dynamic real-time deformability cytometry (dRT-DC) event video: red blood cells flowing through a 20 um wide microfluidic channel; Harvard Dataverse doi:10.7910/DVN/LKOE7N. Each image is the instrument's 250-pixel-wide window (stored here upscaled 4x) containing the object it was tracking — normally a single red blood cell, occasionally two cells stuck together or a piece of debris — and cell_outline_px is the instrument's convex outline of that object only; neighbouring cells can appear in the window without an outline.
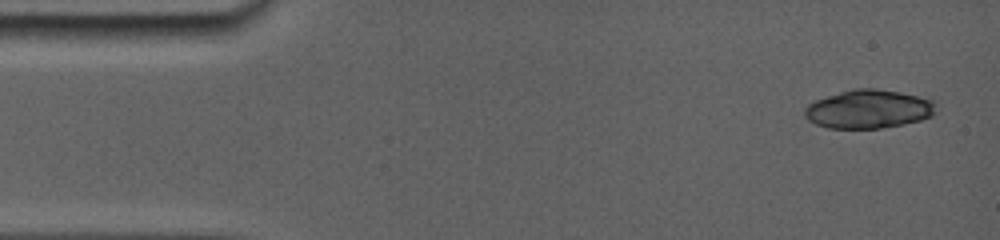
{"species": "common noctule bat (a hibernating species)", "species_latin": "Nyctalus noctula", "temperature_condition": "room temperature", "stored_images_in_passage": 5, "camera_frame_rate_fps": 5000, "um_per_image_px": 0.085, "animal": {"sex": "female", "body_mass_g": 19.0, "forearm_length_mm": 56.7}, "frame": {"image": 1, "passage_image": 1, "time_ms": 0.0, "image_size_px": [1000, 240], "cell_outline_px": [[932, 112], [928, 116], [920, 120], [880, 128], [828, 128], [816, 124], [808, 120], [804, 112], [804, 108], [808, 104], [816, 100], [852, 88], [876, 88], [900, 92], [932, 100]], "centroid_in_image_um": [73.74, 9.26], "position_along_channel_um": 11.3, "area_um2": 28.9}}